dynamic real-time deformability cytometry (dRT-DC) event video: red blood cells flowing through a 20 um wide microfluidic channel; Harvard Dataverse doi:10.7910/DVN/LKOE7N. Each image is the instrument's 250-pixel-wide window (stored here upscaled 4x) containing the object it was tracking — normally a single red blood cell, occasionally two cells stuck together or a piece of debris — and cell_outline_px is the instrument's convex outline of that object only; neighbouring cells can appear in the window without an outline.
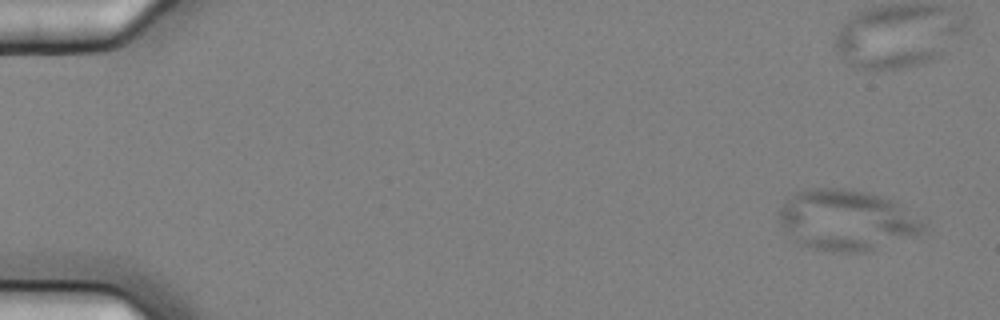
{"species": "common noctule bat (a hibernating species)", "species_latin": "Nyctalus noctula", "temperature_condition": "cold", "stored_images_in_passage": 7, "camera_frame_rate_fps": 3000, "um_per_image_px": 0.085, "animal": {"sex": "female", "body_mass_g": 25.1}, "frame": {"image": 1, "passage_image": 1, "time_ms": 0.0, "image_size_px": [1000, 320], "cell_outline_px": [[924, 228], [920, 232], [872, 252], [832, 252], [812, 248], [792, 240], [784, 232], [780, 224], [776, 212], [784, 200], [792, 192], [804, 188], [840, 188], [868, 192], [896, 200]], "centroid_in_image_um": [71.81, 18.7], "position_along_channel_um": 13.2, "area_um2": 51.33}}